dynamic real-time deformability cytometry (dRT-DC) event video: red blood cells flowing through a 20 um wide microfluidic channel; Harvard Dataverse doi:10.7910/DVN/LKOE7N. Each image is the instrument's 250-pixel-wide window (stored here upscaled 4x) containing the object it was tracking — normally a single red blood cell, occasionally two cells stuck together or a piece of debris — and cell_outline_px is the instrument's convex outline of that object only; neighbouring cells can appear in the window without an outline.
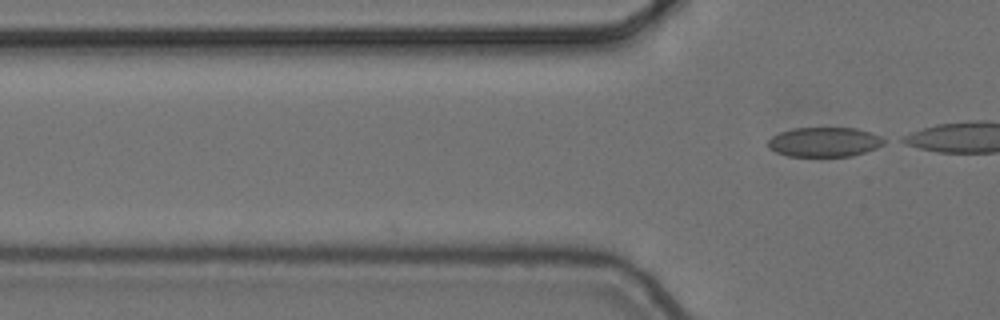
{"species": "common noctule bat (a hibernating species)", "species_latin": "Nyctalus noctula", "temperature_condition": "cold", "stored_images_in_passage": 4, "camera_frame_rate_fps": 3000, "um_per_image_px": 0.085, "animal": {"sex": "female", "body_mass_g": 24.6, "forearm_length_mm": 56.2}, "frame": {"image": 1, "passage_image": 4, "time_ms": 1.0, "image_size_px": [1000, 320], "cell_outline_px": [[888, 140], [884, 144], [876, 148], [852, 156], [788, 156], [776, 152], [768, 148], [768, 140], [772, 136], [780, 132], [792, 128], [856, 128], [872, 132]], "centroid_in_image_um": [70.09, 12.06], "position_along_channel_um": 55.7, "area_um2": 20.11}}